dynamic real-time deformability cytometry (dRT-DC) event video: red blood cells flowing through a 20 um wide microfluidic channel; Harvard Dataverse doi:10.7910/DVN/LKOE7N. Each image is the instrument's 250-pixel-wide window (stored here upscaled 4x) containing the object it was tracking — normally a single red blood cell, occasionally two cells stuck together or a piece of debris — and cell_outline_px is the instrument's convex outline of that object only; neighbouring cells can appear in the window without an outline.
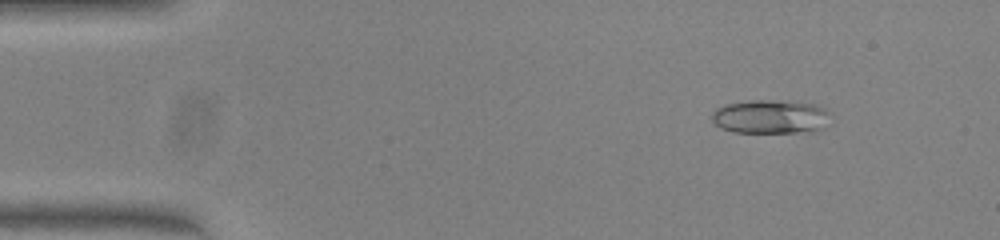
{"species": "common noctule bat (a hibernating species)", "species_latin": "Nyctalus noctula", "temperature_condition": "warm", "stored_images_in_passage": 51, "camera_frame_rate_fps": 3000, "um_per_image_px": 0.085, "animal": {"sex": "female", "body_mass_g": 23.0, "forearm_length_mm": 53.4}, "frame": {"image": 1, "passage_image": 6, "time_ms": 1.667, "image_size_px": [1000, 240], "cell_outline_px": [[828, 112], [820, 128], [812, 132], [736, 132], [720, 128], [712, 120], [712, 112], [716, 108], [724, 104], [748, 100], [772, 100], [816, 104], [824, 108]], "centroid_in_image_um": [65.4, 9.91], "position_along_channel_um": 19.6, "area_um2": 23.06}}
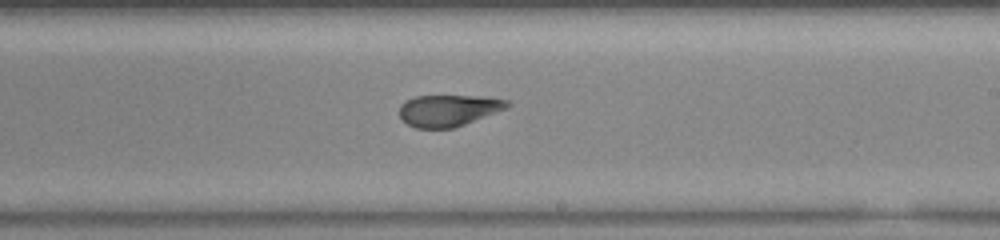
{"frame": {"image": 2, "passage_image": 30, "time_ms": 9.667, "image_size_px": [1000, 240], "cell_outline_px": [[512, 104], [508, 108], [456, 128], [416, 128], [400, 120], [400, 104], [404, 100], [416, 96], [476, 96], [508, 100]], "centroid_in_image_um": [38.12, 9.39], "position_along_channel_um": 250.9, "area_um2": 20.06}}
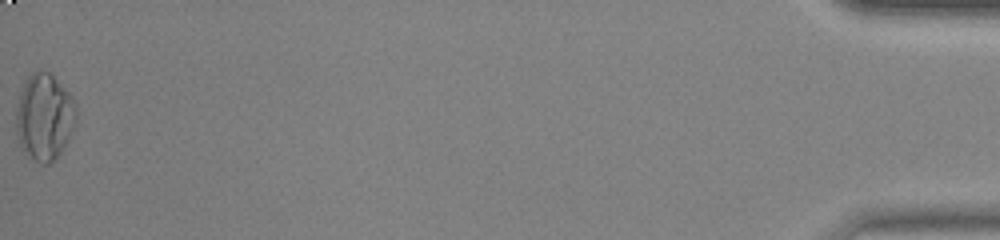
{"frame": {"image": 3, "passage_image": 51, "time_ms": 16.667, "image_size_px": [1000, 240], "cell_outline_px": [[76, 124], [60, 152], [48, 164], [40, 164], [24, 152], [20, 148], [16, 132], [16, 108], [20, 92], [28, 76], [32, 72], [52, 72], [72, 96], [76, 104]], "centroid_in_image_um": [3.77, 9.92], "position_along_channel_um": 431.4, "area_um2": 30.46}, "authors_computed_cell_mechanics": {"area_um2": 21.2126, "velocity_mm_per_s": 4.0322, "shape_relaxation_time_tau1_ms": null, "shape_relaxation_time_tau2_ms": 1.575, "deformation_change_tau1": null, "deformation_change_tau2": 0.0867}}